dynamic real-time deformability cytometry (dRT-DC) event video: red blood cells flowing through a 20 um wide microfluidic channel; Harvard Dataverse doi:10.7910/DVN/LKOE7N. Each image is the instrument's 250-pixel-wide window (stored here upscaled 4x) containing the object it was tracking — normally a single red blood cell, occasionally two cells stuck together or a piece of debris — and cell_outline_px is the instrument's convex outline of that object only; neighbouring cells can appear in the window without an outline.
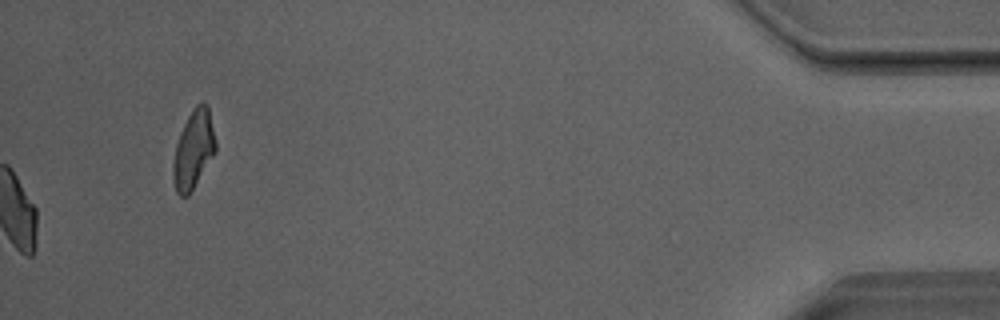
{"species": "Egyptian fruit bat (a non-hibernating species)", "species_latin": "Rousettus aegyptiacus", "temperature_condition": "room temperature", "stored_images_in_passage": 42, "camera_frame_rate_fps": 3000, "um_per_image_px": 0.085, "animal": {"sex": "male"}, "frame": {"image": 1, "passage_image": 42, "time_ms": 13.667, "image_size_px": [1000, 320], "cell_outline_px": [[216, 152], [188, 196], [180, 196], [176, 192], [172, 180], [172, 164], [176, 144], [180, 132], [188, 116], [196, 104], [204, 100], [208, 104], [216, 140]], "centroid_in_image_um": [16.45, 12.69], "position_along_channel_um": 418.8, "area_um2": 19.65}, "authors_computed_cell_mechanics": {"area_um2": 20.7502, "velocity_mm_per_s": 4.045, "shape_relaxation_time_tau1_ms": 4.1028, "shape_relaxation_time_tau2_ms": 2.1985, "deformation_change_tau1": 0.1312, "deformation_change_tau2": 0.0754}}